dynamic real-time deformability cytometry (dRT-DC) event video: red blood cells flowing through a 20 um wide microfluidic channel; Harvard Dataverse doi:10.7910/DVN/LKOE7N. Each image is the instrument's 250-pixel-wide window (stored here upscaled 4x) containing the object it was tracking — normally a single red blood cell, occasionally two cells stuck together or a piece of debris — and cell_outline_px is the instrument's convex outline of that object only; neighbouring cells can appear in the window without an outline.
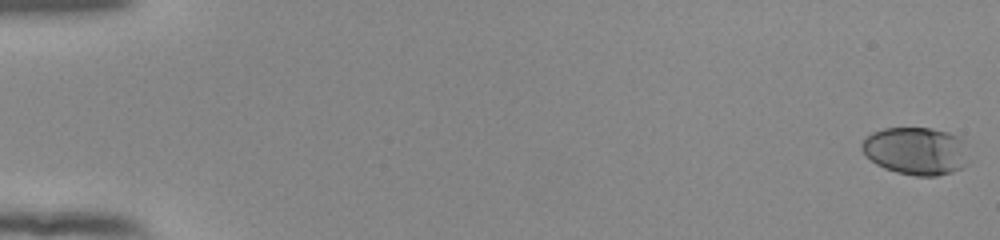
{"species": "human", "species_latin": "Homo sapiens", "temperature_condition": "room temperature", "stored_images_in_passage": 55, "camera_frame_rate_fps": 3000, "um_per_image_px": 0.085, "donor": {"sex": "female"}, "frame": {"image": 1, "passage_image": 1, "time_ms": 0.0, "image_size_px": [1000, 240], "cell_outline_px": [[968, 164], [952, 172], [936, 176], [916, 176], [896, 172], [884, 168], [876, 164], [860, 148], [860, 144], [872, 132], [884, 128], [932, 128], [948, 132], [964, 140]], "centroid_in_image_um": [77.86, 12.83], "position_along_channel_um": 7.1, "area_um2": 29.71}}
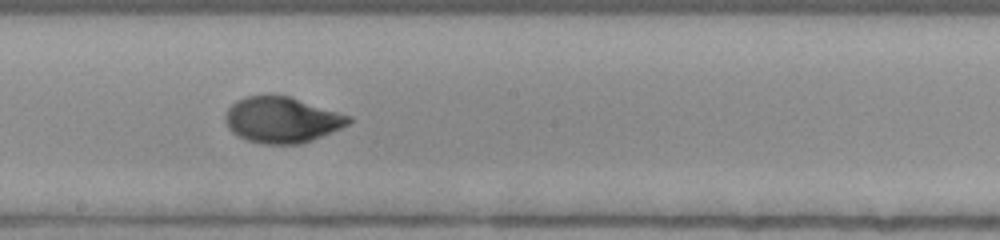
{"frame": {"image": 2, "passage_image": 32, "time_ms": 10.333, "image_size_px": [1000, 240], "cell_outline_px": [[352, 120], [348, 124], [332, 132], [300, 144], [264, 144], [248, 140], [232, 132], [228, 128], [224, 120], [224, 116], [228, 108], [236, 100], [244, 96], [288, 96], [352, 116]], "centroid_in_image_um": [23.94, 10.19], "position_along_channel_um": 224.3, "area_um2": 32.71}}
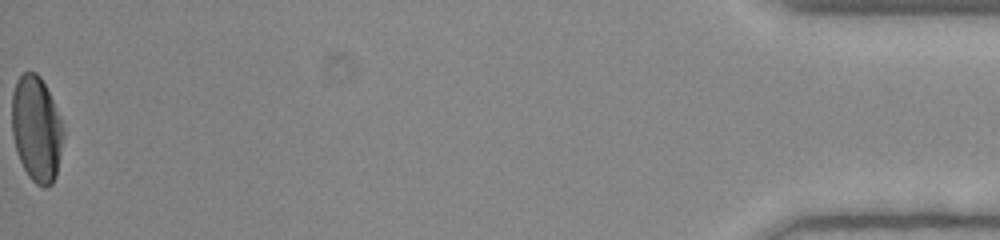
{"frame": {"image": 3, "passage_image": 55, "time_ms": 18.0, "image_size_px": [1000, 240], "cell_outline_px": [[64, 136], [56, 176], [52, 184], [48, 188], [44, 188], [36, 184], [28, 176], [16, 152], [12, 136], [12, 92], [16, 80], [24, 72], [36, 72], [40, 76], [52, 100], [64, 128]], "centroid_in_image_um": [3.09, 10.99], "position_along_channel_um": 432.1, "area_um2": 31.79}, "authors_computed_cell_mechanics": {"area_um2": 31.7322, "velocity_mm_per_s": 3.9094, "shape_relaxation_time_tau1_ms": 3.9573, "shape_relaxation_time_tau2_ms": 0.9636, "deformation_change_tau1": 0.1855, "deformation_change_tau2": 0.039}}